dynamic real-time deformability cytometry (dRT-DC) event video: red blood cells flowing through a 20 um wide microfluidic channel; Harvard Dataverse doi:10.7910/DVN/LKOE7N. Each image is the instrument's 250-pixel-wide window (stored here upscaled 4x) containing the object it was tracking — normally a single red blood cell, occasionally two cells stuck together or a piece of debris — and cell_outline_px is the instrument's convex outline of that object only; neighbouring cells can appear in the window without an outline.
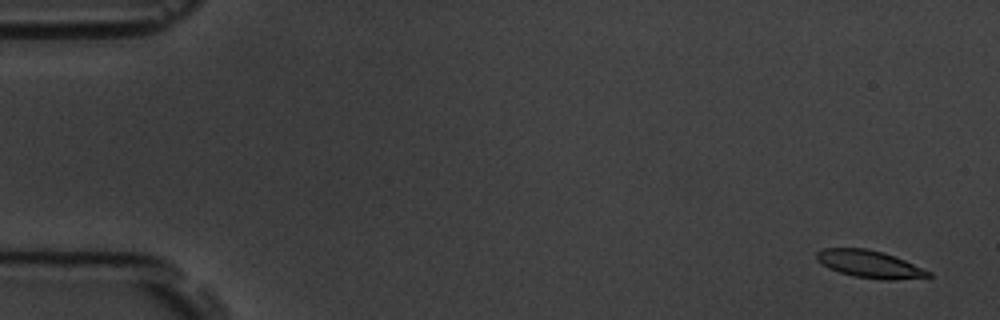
{"species": "common noctule bat (a hibernating species)", "species_latin": "Nyctalus noctula", "temperature_condition": "room temperature", "stored_images_in_passage": 7, "camera_frame_rate_fps": 3000, "um_per_image_px": 0.085, "animal": {"sex": "male", "body_mass_g": 19.5, "forearm_length_mm": 54.6}, "frame": {"image": 1, "passage_image": 1, "time_ms": 0.0, "image_size_px": [1000, 320], "cell_outline_px": [[932, 276], [896, 280], [880, 280], [852, 276], [828, 268], [816, 260], [816, 252], [824, 248], [864, 248], [880, 252], [904, 260], [932, 272]], "centroid_in_image_um": [73.89, 22.46], "position_along_channel_um": 11.1, "area_um2": 17.74}}
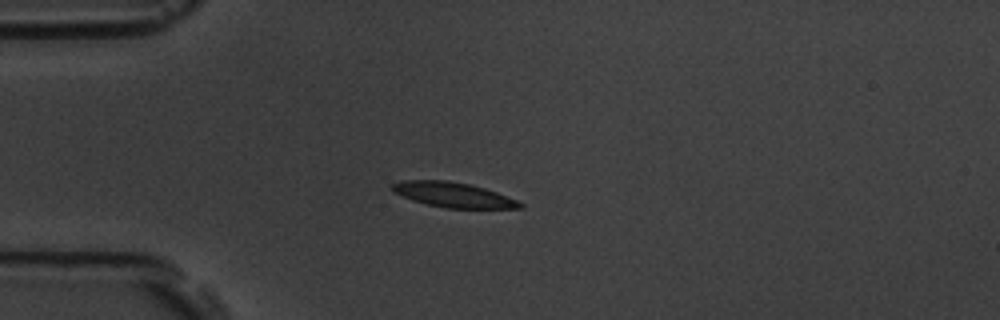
{"frame": {"image": 2, "passage_image": 5, "time_ms": 4.333, "image_size_px": [1000, 320], "cell_outline_px": [[524, 208], [448, 208], [428, 204], [412, 200], [392, 192], [388, 188], [392, 184], [400, 180], [448, 180], [472, 184], [496, 192], [516, 200], [524, 204]], "centroid_in_image_um": [38.47, 16.54], "position_along_channel_um": 46.5, "area_um2": 18.67}}
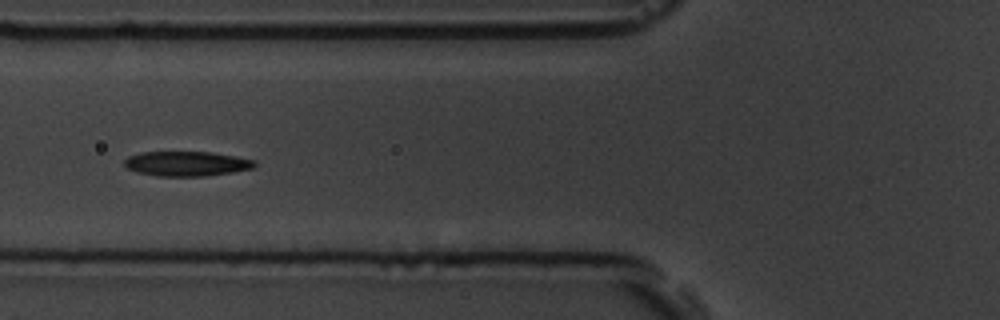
{"frame": {"image": 3, "passage_image": 7, "time_ms": 6.667, "image_size_px": [1000, 320], "cell_outline_px": [[256, 164], [252, 168], [232, 172], [204, 176], [156, 176], [136, 172], [128, 168], [124, 164], [124, 160], [128, 156], [140, 152], [212, 152], [236, 156], [256, 160]], "centroid_in_image_um": [15.85, 13.91], "position_along_channel_um": 110.0, "area_um2": 18.84}}